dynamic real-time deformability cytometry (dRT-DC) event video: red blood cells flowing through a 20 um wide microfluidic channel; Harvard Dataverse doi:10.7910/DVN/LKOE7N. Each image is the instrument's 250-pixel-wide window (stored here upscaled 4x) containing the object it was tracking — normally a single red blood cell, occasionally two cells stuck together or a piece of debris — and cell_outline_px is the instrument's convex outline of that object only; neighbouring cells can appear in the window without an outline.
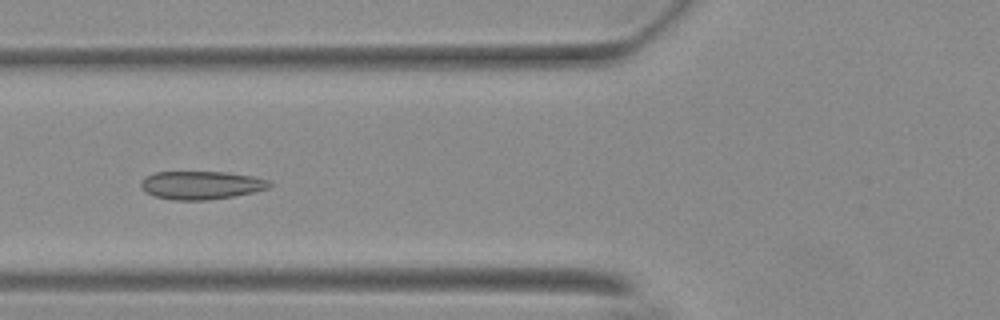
{"species": "Egyptian fruit bat (a non-hibernating species)", "species_latin": "Rousettus aegyptiacus", "temperature_condition": "warm", "stored_images_in_passage": 55, "camera_frame_rate_fps": 3000, "um_per_image_px": 0.085, "animal": {"sex": "female"}, "frame": {"image": 1, "passage_image": 21, "time_ms": 6.667, "image_size_px": [1000, 320], "cell_outline_px": [[272, 184], [268, 188], [252, 192], [232, 196], [208, 200], [172, 200], [156, 196], [144, 192], [140, 188], [140, 184], [148, 176], [156, 172], [228, 172], [252, 176], [268, 180]], "centroid_in_image_um": [17.09, 15.74], "position_along_channel_um": 108.7, "area_um2": 20.98}}
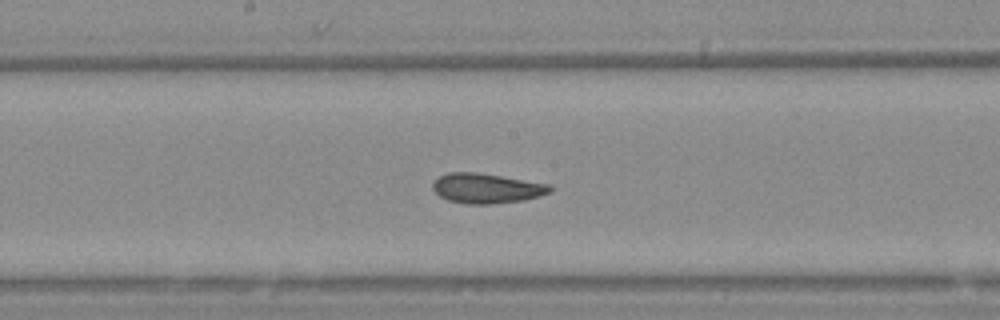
{"frame": {"image": 2, "passage_image": 29, "time_ms": 9.333, "image_size_px": [1000, 320], "cell_outline_px": [[556, 188], [552, 192], [540, 196], [524, 200], [492, 204], [464, 204], [448, 200], [440, 196], [432, 188], [432, 184], [440, 176], [448, 172], [476, 172], [552, 184]], "centroid_in_image_um": [41.43, 16.01], "position_along_channel_um": 206.8, "area_um2": 20.69}}
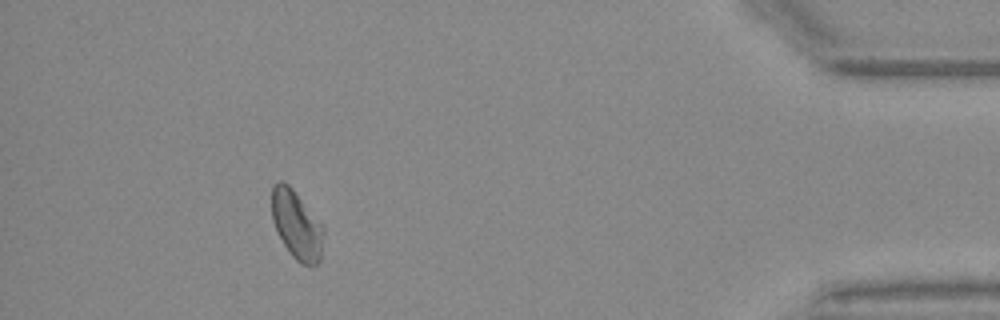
{"frame": {"image": 3, "passage_image": 50, "time_ms": 16.333, "image_size_px": [1000, 320], "cell_outline_px": [[324, 232], [320, 260], [316, 264], [300, 264], [292, 256], [276, 232], [272, 220], [272, 188], [280, 180], [288, 184], [292, 188], [324, 228]], "centroid_in_image_um": [25.2, 19.13], "position_along_channel_um": 410.0, "area_um2": 20.35}, "authors_computed_cell_mechanics": {"area_um2": 20.7502, "velocity_mm_per_s": 3.6882, "shape_relaxation_time_tau1_ms": null, "shape_relaxation_time_tau2_ms": 1.6519, "deformation_change_tau1": null, "deformation_change_tau2": 0.0554}}